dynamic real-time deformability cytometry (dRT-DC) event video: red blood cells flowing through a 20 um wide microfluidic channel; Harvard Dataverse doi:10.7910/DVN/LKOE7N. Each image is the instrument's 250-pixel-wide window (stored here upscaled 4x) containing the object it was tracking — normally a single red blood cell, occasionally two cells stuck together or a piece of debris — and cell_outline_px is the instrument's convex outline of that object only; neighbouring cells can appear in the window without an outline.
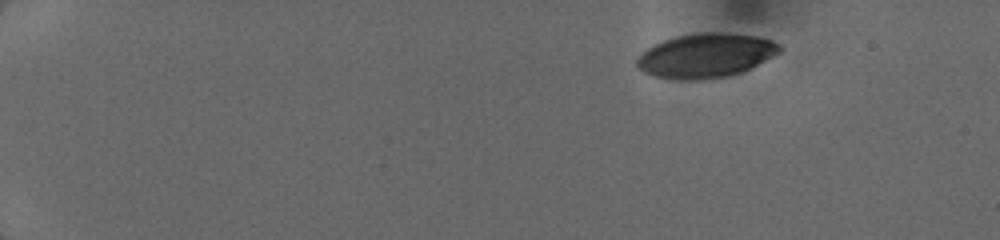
{"species": "human", "species_latin": "Homo sapiens", "temperature_condition": "cold", "stored_images_in_passage": 10, "camera_frame_rate_fps": 3000, "um_per_image_px": 0.085, "donor": {"sex": "female"}, "frame": {"image": 1, "passage_image": 1, "time_ms": 0.0, "image_size_px": [1000, 240], "cell_outline_px": [[780, 52], [740, 72], [728, 76], [700, 80], [672, 80], [652, 76], [644, 72], [636, 64], [636, 60], [648, 48], [664, 40], [676, 36], [700, 32], [712, 32], [756, 36], [772, 40], [780, 44]], "centroid_in_image_um": [59.95, 4.73], "position_along_channel_um": 25.0, "area_um2": 36.41}}
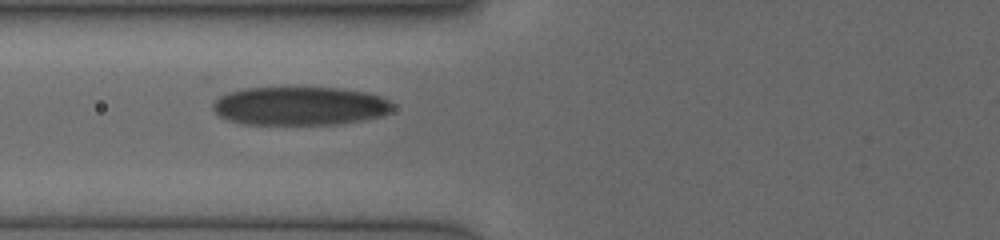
{"frame": {"image": 2, "passage_image": 5, "time_ms": 5.0, "image_size_px": [1000, 240], "cell_outline_px": [[392, 108], [388, 112], [380, 116], [360, 120], [336, 124], [244, 124], [228, 120], [220, 116], [212, 108], [212, 104], [220, 96], [228, 92], [244, 88], [340, 88], [364, 92], [380, 96], [388, 100], [392, 104]], "centroid_in_image_um": [25.45, 9.0], "position_along_channel_um": 100.4, "area_um2": 40.06}}
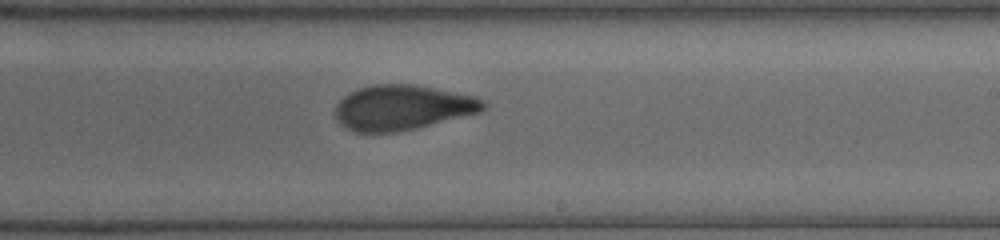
{"frame": {"image": 3, "passage_image": 9, "time_ms": 8.667, "image_size_px": [1000, 240], "cell_outline_px": [[488, 104], [480, 112], [416, 128], [396, 132], [352, 132], [344, 128], [336, 120], [332, 112], [336, 104], [348, 92], [356, 88], [372, 84], [416, 84], [476, 96], [488, 100]], "centroid_in_image_um": [34.17, 9.13], "position_along_channel_um": 254.8, "area_um2": 39.54}}